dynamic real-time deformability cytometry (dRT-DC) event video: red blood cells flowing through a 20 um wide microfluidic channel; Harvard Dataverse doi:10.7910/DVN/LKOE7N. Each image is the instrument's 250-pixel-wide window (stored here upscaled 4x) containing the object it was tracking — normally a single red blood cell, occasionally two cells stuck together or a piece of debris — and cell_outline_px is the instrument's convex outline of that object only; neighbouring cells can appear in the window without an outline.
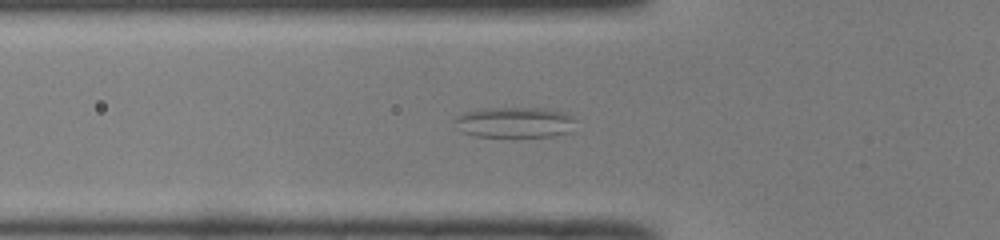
{"species": "common noctule bat (a hibernating species)", "species_latin": "Nyctalus noctula", "temperature_condition": "room temperature", "stored_images_in_passage": 19, "camera_frame_rate_fps": 3000, "um_per_image_px": 0.085, "animal": {"sex": "male", "body_mass_g": 19.0, "forearm_length_mm": 50.8}, "frame": {"image": 1, "passage_image": 7, "time_ms": 2.0, "image_size_px": [1000, 240], "cell_outline_px": [[576, 120], [572, 132], [552, 136], [476, 136], [464, 132], [456, 120], [456, 116], [468, 112], [484, 108], [548, 108], [568, 112]], "centroid_in_image_um": [43.9, 10.38], "position_along_channel_um": 81.9, "area_um2": 21.44}}